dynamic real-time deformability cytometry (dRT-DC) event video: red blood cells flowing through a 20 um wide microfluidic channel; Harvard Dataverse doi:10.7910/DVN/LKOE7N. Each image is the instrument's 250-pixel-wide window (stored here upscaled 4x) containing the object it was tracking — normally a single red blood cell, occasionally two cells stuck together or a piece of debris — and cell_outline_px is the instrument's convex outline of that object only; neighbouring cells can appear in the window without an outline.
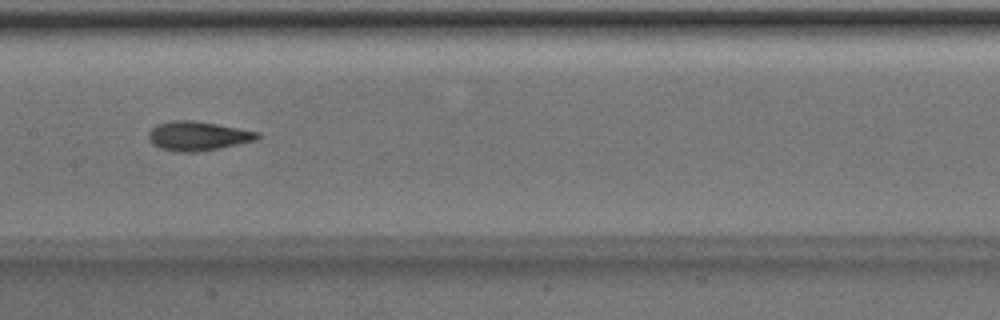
{"species": "Egyptian fruit bat (a non-hibernating species)", "species_latin": "Rousettus aegyptiacus", "temperature_condition": "room temperature", "stored_images_in_passage": 50, "camera_frame_rate_fps": 3000, "um_per_image_px": 0.085, "animal": {"sex": "male"}, "frame": {"image": 1, "passage_image": 25, "time_ms": 8.0, "image_size_px": [1000, 320], "cell_outline_px": [[260, 136], [256, 140], [196, 152], [176, 152], [160, 148], [152, 144], [148, 140], [148, 132], [156, 124], [172, 120], [192, 120], [216, 124], [260, 132]], "centroid_in_image_um": [16.76, 11.55], "position_along_channel_um": 190.6, "area_um2": 18.44}}
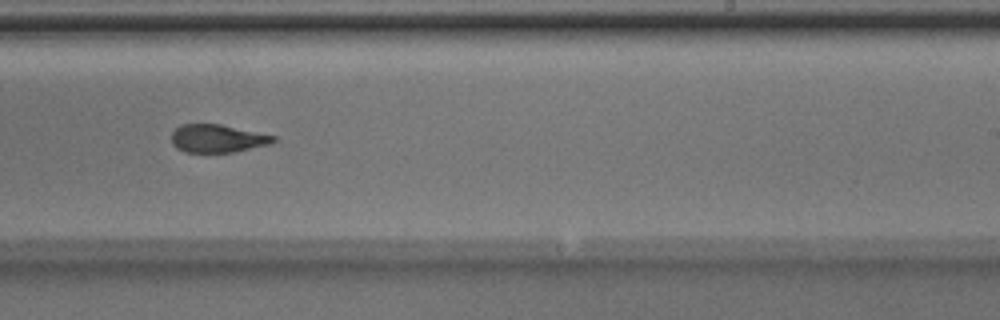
{"frame": {"image": 2, "passage_image": 31, "time_ms": 10.0, "image_size_px": [1000, 320], "cell_outline_px": [[276, 140], [272, 144], [232, 152], [184, 152], [176, 148], [172, 144], [172, 132], [180, 124], [220, 124], [276, 136]], "centroid_in_image_um": [18.48, 11.77], "position_along_channel_um": 270.5, "area_um2": 16.65}}
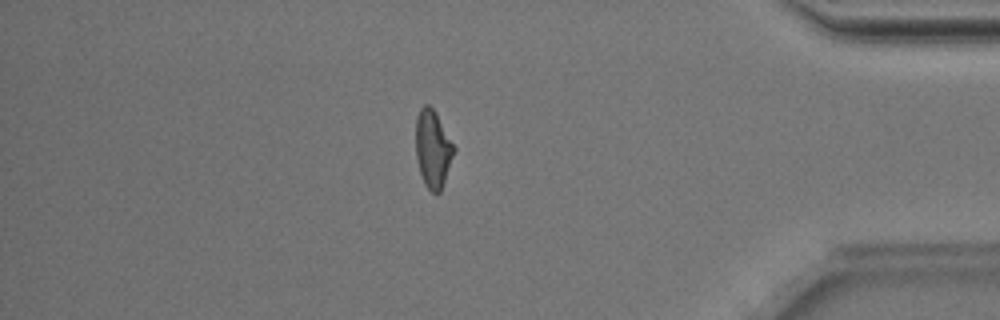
{"frame": {"image": 3, "passage_image": 43, "time_ms": 14.0, "image_size_px": [1000, 320], "cell_outline_px": [[456, 148], [440, 192], [436, 196], [424, 184], [420, 172], [416, 156], [416, 116], [420, 108], [424, 104], [428, 104], [436, 112]], "centroid_in_image_um": [36.79, 12.64], "position_along_channel_um": 398.4, "area_um2": 17.28}, "authors_computed_cell_mechanics": {"area_um2": 17.9758, "velocity_mm_per_s": 4.0253, "shape_relaxation_time_tau1_ms": 3.5301, "shape_relaxation_time_tau2_ms": 2.4026, "deformation_change_tau1": 0.1571, "deformation_change_tau2": 0.0899}}